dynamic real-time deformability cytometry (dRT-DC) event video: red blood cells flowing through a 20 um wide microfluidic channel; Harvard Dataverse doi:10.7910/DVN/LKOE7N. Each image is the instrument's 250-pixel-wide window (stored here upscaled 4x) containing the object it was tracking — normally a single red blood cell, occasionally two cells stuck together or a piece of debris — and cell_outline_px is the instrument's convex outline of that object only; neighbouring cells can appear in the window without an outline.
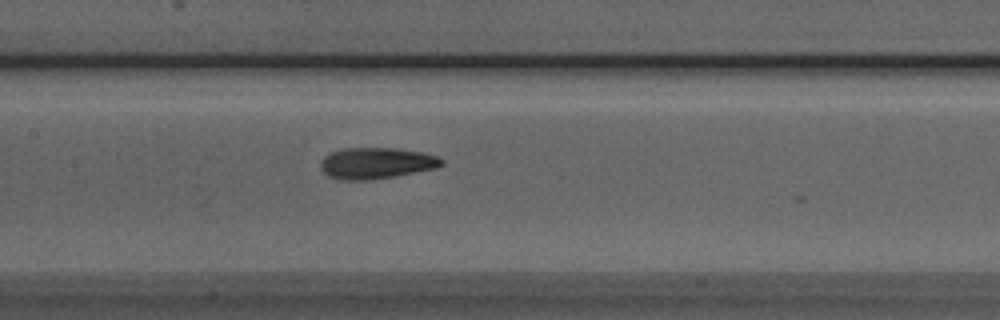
{"species": "Egyptian fruit bat (a non-hibernating species)", "species_latin": "Rousettus aegyptiacus", "temperature_condition": "room temperature", "stored_images_in_passage": 11, "camera_frame_rate_fps": 3000, "um_per_image_px": 0.085, "animal": {"sex": "male"}, "frame": {"image": 1, "passage_image": 9, "time_ms": 2.667, "image_size_px": [1000, 320], "cell_outline_px": [[444, 164], [436, 168], [396, 176], [372, 180], [340, 180], [328, 176], [320, 168], [320, 160], [324, 156], [340, 148], [396, 148], [420, 152], [436, 156], [444, 160]], "centroid_in_image_um": [31.95, 13.87], "position_along_channel_um": 175.4, "area_um2": 22.2}}